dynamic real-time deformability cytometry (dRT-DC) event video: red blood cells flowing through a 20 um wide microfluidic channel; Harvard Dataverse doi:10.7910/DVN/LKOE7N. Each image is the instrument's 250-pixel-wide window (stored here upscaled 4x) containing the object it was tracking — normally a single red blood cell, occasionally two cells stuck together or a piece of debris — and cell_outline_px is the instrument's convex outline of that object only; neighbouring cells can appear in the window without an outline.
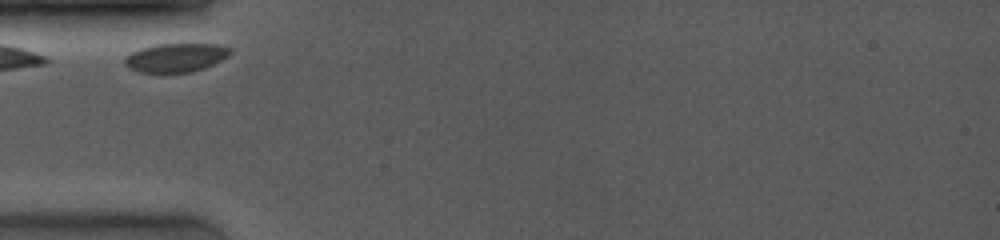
{"species": "common noctule bat (a hibernating species)", "species_latin": "Nyctalus noctula", "temperature_condition": "room temperature", "stored_images_in_passage": 3, "camera_frame_rate_fps": 4000, "um_per_image_px": 0.085, "animal": {"sex": "female", "body_mass_g": 19.0, "forearm_length_mm": 53.3}, "frame": {"image": 1, "passage_image": 1, "time_ms": 0.0, "image_size_px": [1000, 240], "cell_outline_px": [[232, 52], [228, 56], [204, 68], [192, 72], [136, 72], [128, 68], [124, 64], [124, 56], [140, 48], [156, 44], [216, 44], [232, 48]], "centroid_in_image_um": [14.91, 4.89], "position_along_channel_um": 70.1, "area_um2": 17.74}}